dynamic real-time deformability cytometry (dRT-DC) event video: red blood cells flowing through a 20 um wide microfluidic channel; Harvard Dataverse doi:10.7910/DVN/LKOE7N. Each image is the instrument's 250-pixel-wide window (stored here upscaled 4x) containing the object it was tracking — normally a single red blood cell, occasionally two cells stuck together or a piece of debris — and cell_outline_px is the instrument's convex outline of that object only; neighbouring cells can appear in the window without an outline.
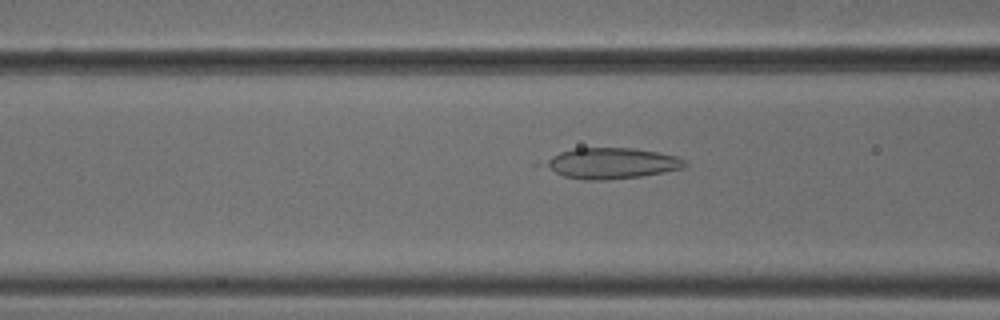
{"species": "common noctule bat (a hibernating species)", "species_latin": "Nyctalus noctula", "temperature_condition": "cold", "stored_images_in_passage": 40, "camera_frame_rate_fps": 3000, "um_per_image_px": 0.085, "animal": {"sex": "male", "body_mass_g": 18.8}, "frame": {"image": 1, "passage_image": 13, "time_ms": 4.0, "image_size_px": [1000, 320], "cell_outline_px": [[688, 164], [684, 168], [664, 172], [640, 176], [608, 180], [584, 180], [564, 176], [556, 172], [544, 164], [544, 160], [560, 152], [576, 148], [632, 148], [656, 152], [676, 156], [684, 160]], "centroid_in_image_um": [52.0, 13.88], "position_along_channel_um": 114.6, "area_um2": 24.91}}
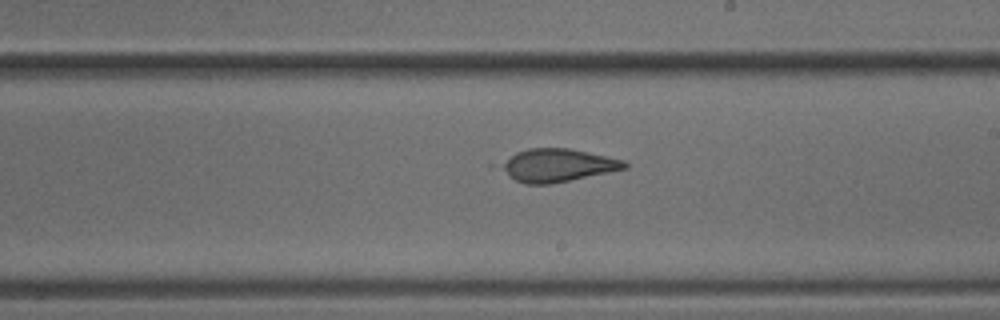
{"frame": {"image": 2, "passage_image": 23, "time_ms": 7.333, "image_size_px": [1000, 320], "cell_outline_px": [[628, 168], [552, 184], [524, 184], [508, 176], [500, 168], [500, 164], [516, 152], [528, 148], [568, 148], [624, 160], [628, 164]], "centroid_in_image_um": [47.38, 14.06], "position_along_channel_um": 241.6, "area_um2": 23.58}}
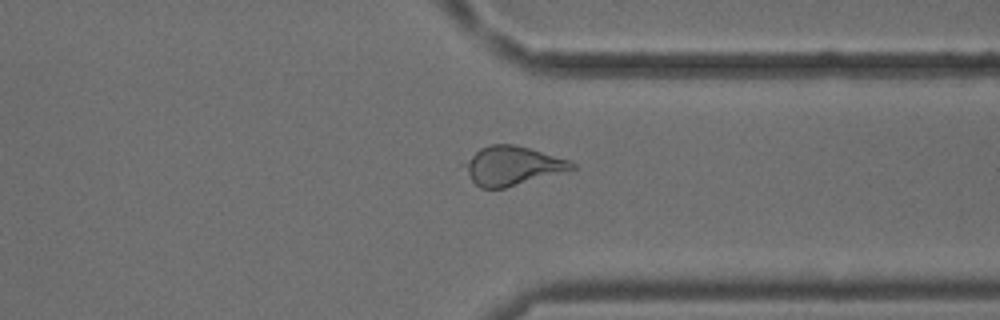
{"frame": {"image": 3, "passage_image": 33, "time_ms": 10.667, "image_size_px": [1000, 320], "cell_outline_px": [[576, 168], [564, 172], [504, 188], [480, 188], [472, 180], [460, 164], [480, 148], [492, 144], [512, 144], [528, 148], [568, 160], [576, 164]], "centroid_in_image_um": [43.5, 14.09], "position_along_channel_um": 367.9, "area_um2": 24.16}, "authors_computed_cell_mechanics": {"area_um2": 24.276, "velocity_mm_per_s": 3.7946, "shape_relaxation_time_tau1_ms": null, "shape_relaxation_time_tau2_ms": 1.3764, "deformation_change_tau1": null, "deformation_change_tau2": 0.0689}}